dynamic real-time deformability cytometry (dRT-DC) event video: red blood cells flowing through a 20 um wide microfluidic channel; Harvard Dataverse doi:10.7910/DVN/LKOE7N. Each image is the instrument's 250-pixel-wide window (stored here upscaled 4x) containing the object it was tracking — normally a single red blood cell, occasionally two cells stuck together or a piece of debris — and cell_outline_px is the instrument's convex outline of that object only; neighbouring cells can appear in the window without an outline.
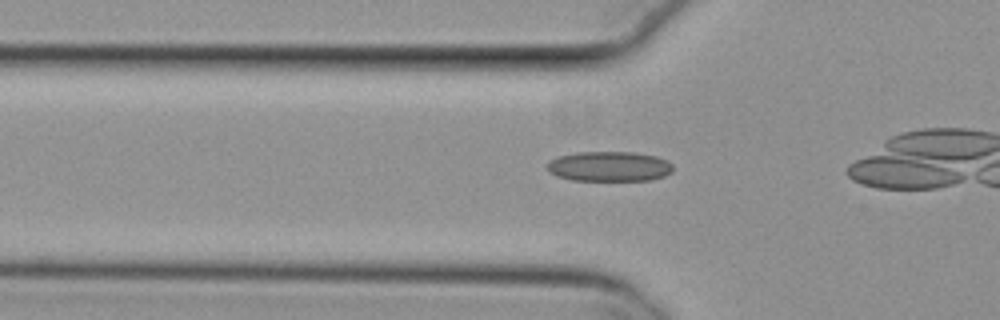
{"species": "common noctule bat (a hibernating species)", "species_latin": "Nyctalus noctula", "temperature_condition": "cold", "stored_images_in_passage": 10, "camera_frame_rate_fps": 3000, "um_per_image_px": 0.085, "animal": {"sex": "female", "body_mass_g": 29.2, "forearm_length_mm": 56.3}, "frame": {"image": 1, "passage_image": 7, "time_ms": 2.0, "image_size_px": [1000, 320], "cell_outline_px": [[672, 172], [664, 176], [652, 180], [572, 180], [556, 176], [548, 172], [548, 160], [556, 156], [576, 152], [632, 152], [656, 156], [668, 160], [672, 164]], "centroid_in_image_um": [51.77, 14.14], "position_along_channel_um": 74.0, "area_um2": 22.2}}